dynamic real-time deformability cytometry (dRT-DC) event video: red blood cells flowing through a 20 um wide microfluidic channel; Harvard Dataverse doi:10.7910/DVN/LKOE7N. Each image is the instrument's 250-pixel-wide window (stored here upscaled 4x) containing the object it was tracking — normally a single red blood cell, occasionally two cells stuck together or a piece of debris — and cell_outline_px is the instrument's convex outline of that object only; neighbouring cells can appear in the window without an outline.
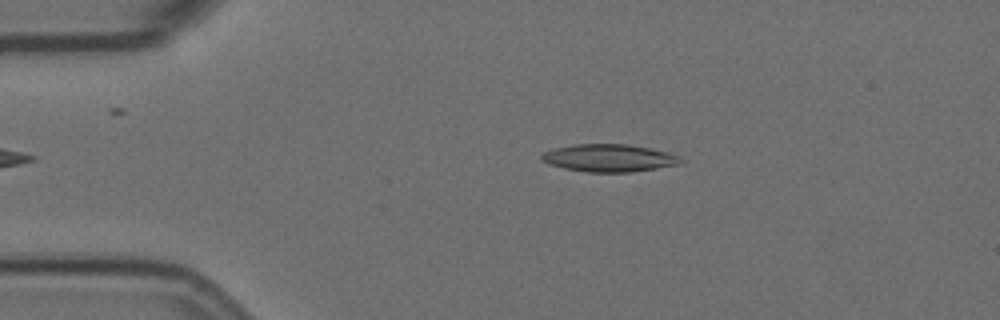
{"species": "Egyptian fruit bat (a non-hibernating species)", "species_latin": "Rousettus aegyptiacus", "temperature_condition": "room temperature", "stored_images_in_passage": 56, "camera_frame_rate_fps": 3000, "um_per_image_px": 0.085, "animal": {"sex": "female"}, "frame": {"image": 1, "passage_image": 10, "time_ms": 3.0, "image_size_px": [1000, 320], "cell_outline_px": [[684, 160], [680, 164], [632, 172], [588, 172], [564, 168], [548, 164], [540, 160], [540, 156], [544, 152], [556, 148], [572, 144], [628, 144], [668, 152]], "centroid_in_image_um": [51.74, 13.43], "position_along_channel_um": 33.3, "area_um2": 22.25}}
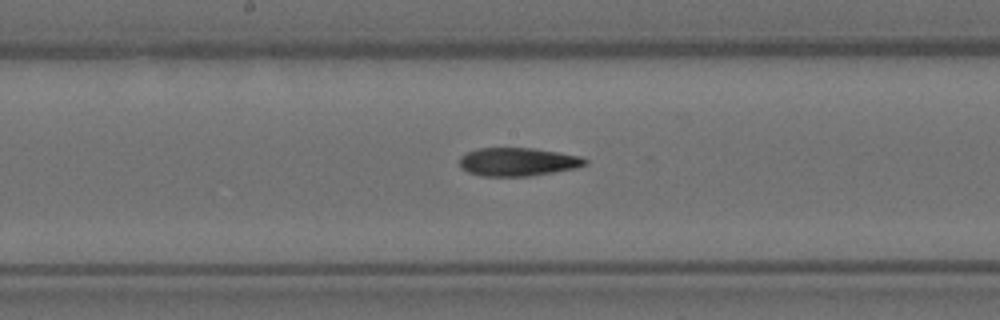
{"frame": {"image": 2, "passage_image": 28, "time_ms": 9.0, "image_size_px": [1000, 320], "cell_outline_px": [[588, 164], [576, 168], [528, 176], [480, 176], [468, 172], [460, 164], [460, 156], [468, 152], [480, 148], [532, 148], [580, 156], [588, 160]], "centroid_in_image_um": [44.03, 13.76], "position_along_channel_um": 204.2, "area_um2": 20.52}}
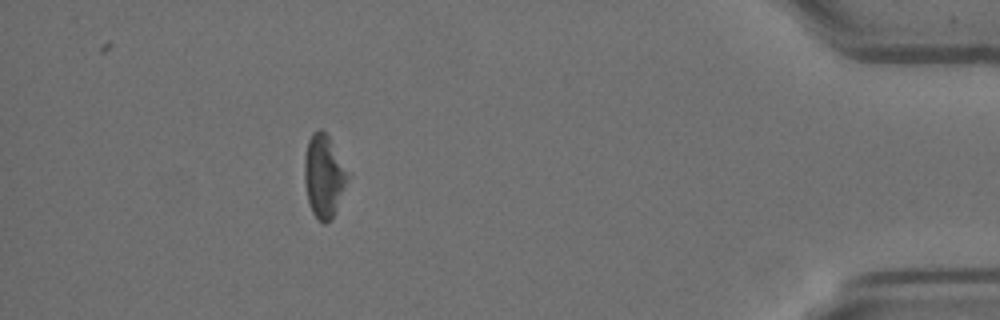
{"frame": {"image": 3, "passage_image": 50, "time_ms": 16.333, "image_size_px": [1000, 320], "cell_outline_px": [[352, 172], [336, 208], [332, 216], [324, 224], [312, 212], [308, 200], [304, 180], [304, 156], [308, 140], [312, 132], [320, 128], [328, 136]], "centroid_in_image_um": [27.55, 14.89], "position_along_channel_um": 407.6, "area_um2": 21.1}, "authors_computed_cell_mechanics": {"area_um2": 21.3571, "velocity_mm_per_s": 3.5241, "shape_relaxation_time_tau1_ms": null, "shape_relaxation_time_tau2_ms": 9.6529, "deformation_change_tau1": null, "deformation_change_tau2": 0.2327}}